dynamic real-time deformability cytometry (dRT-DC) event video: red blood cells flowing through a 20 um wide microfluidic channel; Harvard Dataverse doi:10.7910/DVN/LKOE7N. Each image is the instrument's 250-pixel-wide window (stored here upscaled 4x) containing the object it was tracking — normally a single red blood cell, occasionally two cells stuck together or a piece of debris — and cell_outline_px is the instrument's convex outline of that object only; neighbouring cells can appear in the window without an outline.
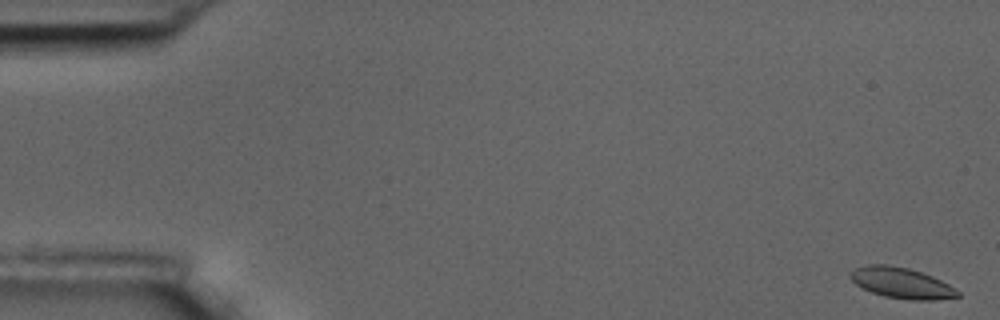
{"species": "common noctule bat (a hibernating species)", "species_latin": "Nyctalus noctula", "temperature_condition": "room temperature", "stored_images_in_passage": 17, "camera_frame_rate_fps": 3000, "um_per_image_px": 0.085, "animal": {"sex": "male", "body_mass_g": 17.5, "forearm_length_mm": 52.3}, "frame": {"image": 1, "passage_image": 1, "time_ms": 0.0, "image_size_px": [1000, 320], "cell_outline_px": [[960, 296], [936, 300], [908, 300], [884, 296], [872, 292], [856, 284], [848, 276], [856, 268], [864, 264], [888, 264], [908, 268], [932, 276], [948, 284], [960, 292]], "centroid_in_image_um": [76.62, 24.05], "position_along_channel_um": 8.4, "area_um2": 19.19}}
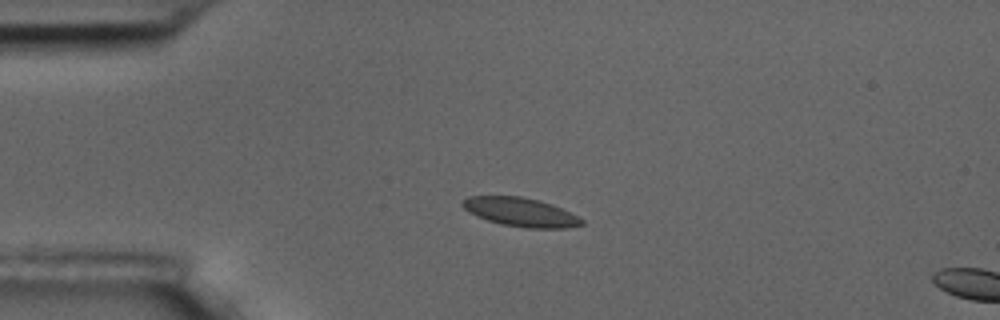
{"frame": {"image": 2, "passage_image": 14, "time_ms": 4.333, "image_size_px": [1000, 320], "cell_outline_px": [[584, 224], [564, 228], [524, 228], [504, 224], [488, 220], [476, 216], [468, 212], [460, 204], [468, 196], [520, 196], [540, 200], [552, 204], [584, 220]], "centroid_in_image_um": [44.23, 18.02], "position_along_channel_um": 40.8, "area_um2": 19.83}}